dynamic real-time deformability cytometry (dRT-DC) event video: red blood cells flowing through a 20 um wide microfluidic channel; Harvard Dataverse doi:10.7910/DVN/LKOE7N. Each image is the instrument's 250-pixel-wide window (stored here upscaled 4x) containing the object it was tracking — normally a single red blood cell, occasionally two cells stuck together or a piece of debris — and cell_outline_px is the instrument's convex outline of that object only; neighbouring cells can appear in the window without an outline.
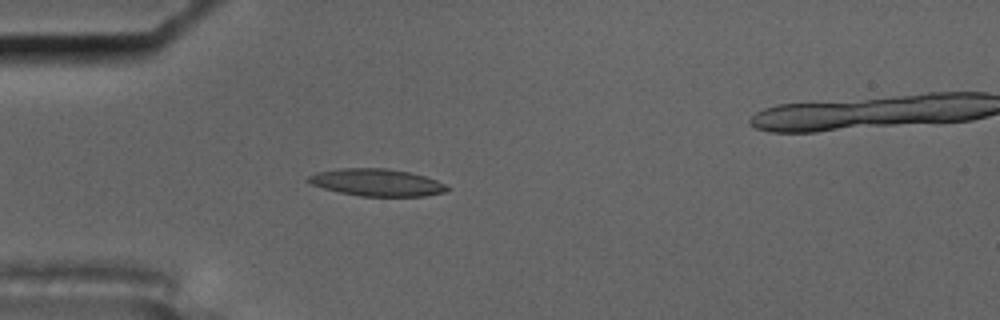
{"species": "common noctule bat (a hibernating species)", "species_latin": "Nyctalus noctula", "temperature_condition": "cold", "stored_images_in_passage": 4, "camera_frame_rate_fps": 3000, "um_per_image_px": 0.085, "animal": {"sex": "male", "body_mass_g": 17.5, "forearm_length_mm": 52.3}, "frame": {"image": 1, "passage_image": 3, "time_ms": 3.667, "image_size_px": [1000, 320], "cell_outline_px": [[452, 188], [444, 192], [424, 196], [360, 196], [340, 192], [324, 188], [312, 184], [304, 180], [308, 176], [316, 172], [340, 168], [388, 168], [408, 172], [424, 176], [436, 180]], "centroid_in_image_um": [32.01, 15.5], "position_along_channel_um": 53.0, "area_um2": 21.96}}